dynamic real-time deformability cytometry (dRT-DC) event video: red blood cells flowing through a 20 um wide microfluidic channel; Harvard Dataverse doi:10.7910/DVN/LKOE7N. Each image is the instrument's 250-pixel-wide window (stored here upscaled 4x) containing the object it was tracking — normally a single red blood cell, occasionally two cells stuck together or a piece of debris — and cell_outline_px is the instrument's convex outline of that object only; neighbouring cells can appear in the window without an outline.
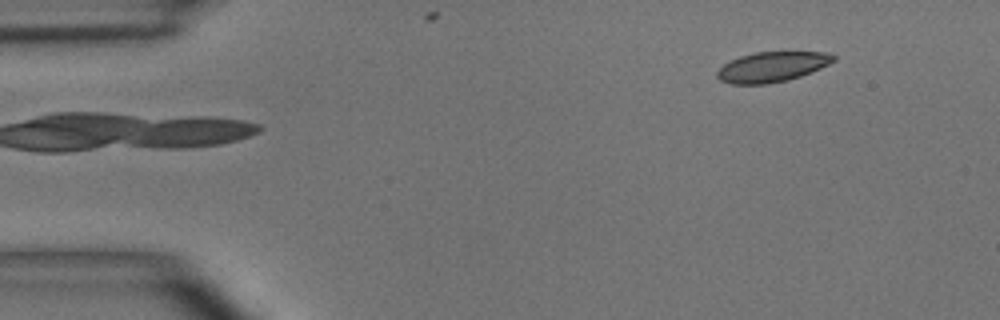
{"species": "common noctule bat (a hibernating species)", "species_latin": "Nyctalus noctula", "temperature_condition": "room temperature", "stored_images_in_passage": 4, "camera_frame_rate_fps": 3000, "um_per_image_px": 0.085, "animal": {"sex": "male", "body_mass_g": 15.6}, "frame": {"image": 1, "passage_image": 4, "time_ms": 4.667, "image_size_px": [1000, 320], "cell_outline_px": [[836, 60], [820, 68], [800, 76], [788, 80], [764, 84], [732, 84], [720, 80], [716, 76], [716, 72], [724, 64], [740, 56], [756, 52], [828, 52], [836, 56]], "centroid_in_image_um": [65.63, 5.68], "position_along_channel_um": 19.4, "area_um2": 20.29}}